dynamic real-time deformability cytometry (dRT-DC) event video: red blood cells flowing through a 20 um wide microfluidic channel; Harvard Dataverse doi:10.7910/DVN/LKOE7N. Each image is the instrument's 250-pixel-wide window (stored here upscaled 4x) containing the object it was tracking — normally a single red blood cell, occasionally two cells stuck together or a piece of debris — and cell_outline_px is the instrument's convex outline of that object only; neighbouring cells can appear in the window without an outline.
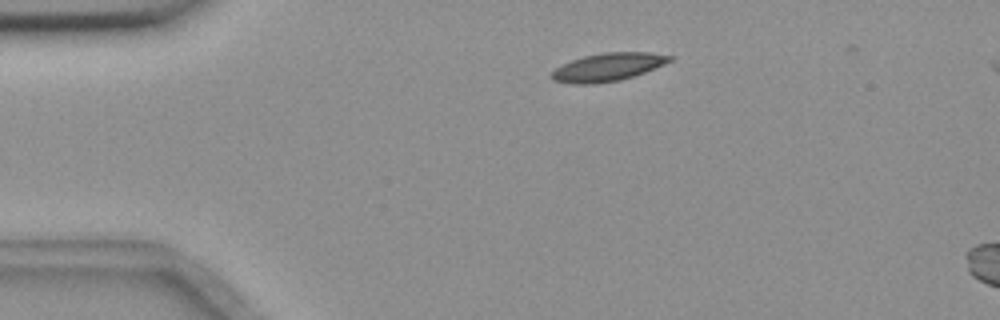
{"species": "common noctule bat (a hibernating species)", "species_latin": "Nyctalus noctula", "temperature_condition": "room temperature", "stored_images_in_passage": 3, "camera_frame_rate_fps": 3000, "um_per_image_px": 0.085, "animal": {"sex": "female", "body_mass_g": 18.4}, "frame": {"image": 1, "passage_image": 1, "time_ms": 0.0, "image_size_px": [1000, 320], "cell_outline_px": [[672, 60], [664, 64], [644, 72], [620, 80], [596, 84], [568, 84], [552, 80], [548, 76], [556, 68], [572, 60], [584, 56], [604, 52], [652, 52], [672, 56]], "centroid_in_image_um": [51.63, 5.71], "position_along_channel_um": 33.4, "area_um2": 19.31}}
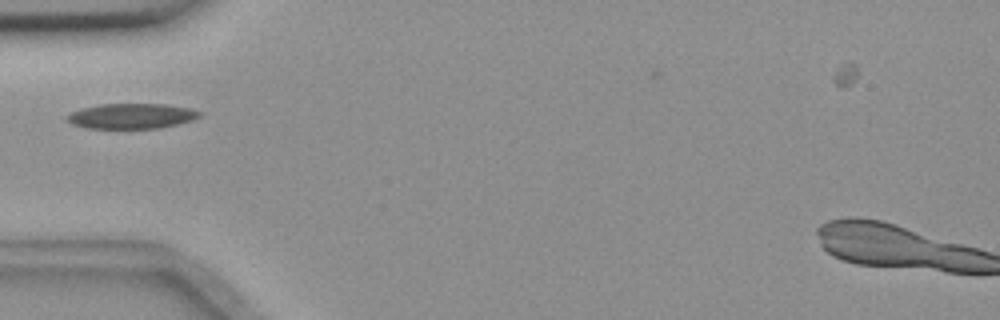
{"frame": {"image": 2, "passage_image": 3, "time_ms": 0.667, "image_size_px": [1000, 320], "cell_outline_px": [[204, 112], [200, 116], [176, 124], [160, 128], [84, 128], [72, 124], [64, 116], [80, 108], [100, 104], [164, 104], [188, 108]], "centroid_in_image_um": [11.13, 9.86], "position_along_channel_um": 73.9, "area_um2": 19.36}}